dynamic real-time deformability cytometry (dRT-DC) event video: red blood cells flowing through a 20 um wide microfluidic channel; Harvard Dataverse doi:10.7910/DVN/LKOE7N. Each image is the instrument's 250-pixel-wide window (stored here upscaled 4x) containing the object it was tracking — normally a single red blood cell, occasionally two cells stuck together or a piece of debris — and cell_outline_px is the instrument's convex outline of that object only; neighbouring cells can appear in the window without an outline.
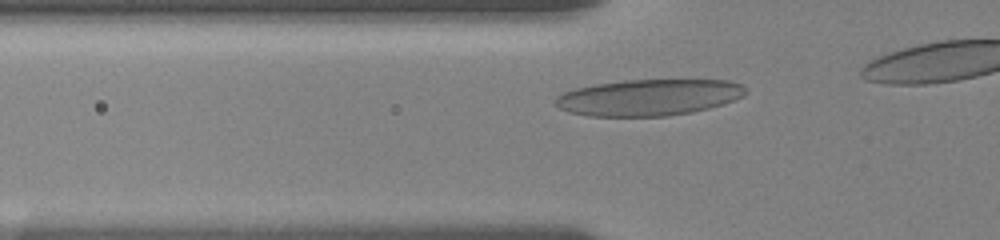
{"species": "human", "species_latin": "Homo sapiens", "temperature_condition": "room temperature", "stored_images_in_passage": 15, "camera_frame_rate_fps": 3000, "um_per_image_px": 0.085, "donor": {"sex": "female"}, "frame": {"image": 1, "passage_image": 5, "time_ms": 1.333, "image_size_px": [1000, 240], "cell_outline_px": [[748, 92], [744, 96], [736, 100], [724, 104], [692, 112], [668, 116], [588, 116], [572, 112], [560, 108], [556, 104], [556, 96], [564, 92], [576, 88], [596, 84], [624, 80], [732, 80], [744, 84], [748, 88]], "centroid_in_image_um": [55.24, 8.27], "position_along_channel_um": 70.6, "area_um2": 40.52}}
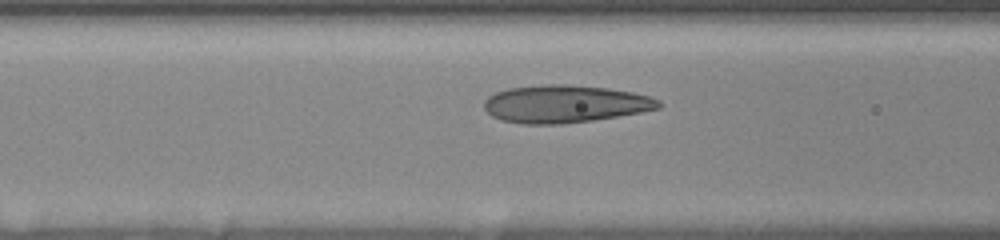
{"frame": {"image": 2, "passage_image": 9, "time_ms": 2.667, "image_size_px": [1000, 240], "cell_outline_px": [[664, 104], [660, 108], [640, 112], [592, 120], [560, 124], [524, 124], [500, 120], [492, 116], [484, 108], [484, 100], [488, 96], [496, 92], [508, 88], [544, 84], [568, 84], [608, 88], [632, 92], [648, 96], [660, 100]], "centroid_in_image_um": [48.01, 8.83], "position_along_channel_um": 118.6, "area_um2": 38.32}}
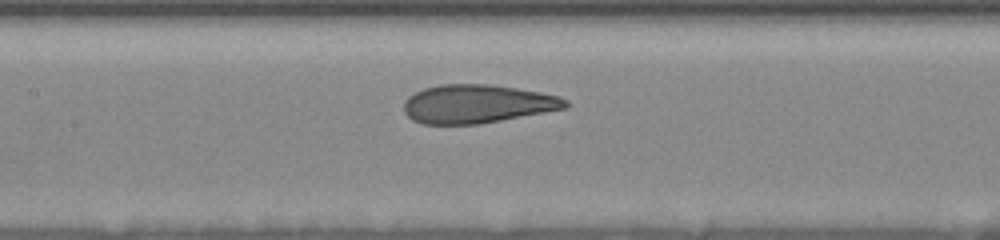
{"frame": {"image": 3, "passage_image": 13, "time_ms": 4.0, "image_size_px": [1000, 240], "cell_outline_px": [[568, 108], [500, 120], [476, 124], [424, 124], [412, 120], [404, 112], [404, 100], [408, 96], [424, 88], [440, 84], [492, 84], [540, 92], [560, 96], [568, 100]], "centroid_in_image_um": [40.56, 8.82], "position_along_channel_um": 166.8, "area_um2": 36.3}}